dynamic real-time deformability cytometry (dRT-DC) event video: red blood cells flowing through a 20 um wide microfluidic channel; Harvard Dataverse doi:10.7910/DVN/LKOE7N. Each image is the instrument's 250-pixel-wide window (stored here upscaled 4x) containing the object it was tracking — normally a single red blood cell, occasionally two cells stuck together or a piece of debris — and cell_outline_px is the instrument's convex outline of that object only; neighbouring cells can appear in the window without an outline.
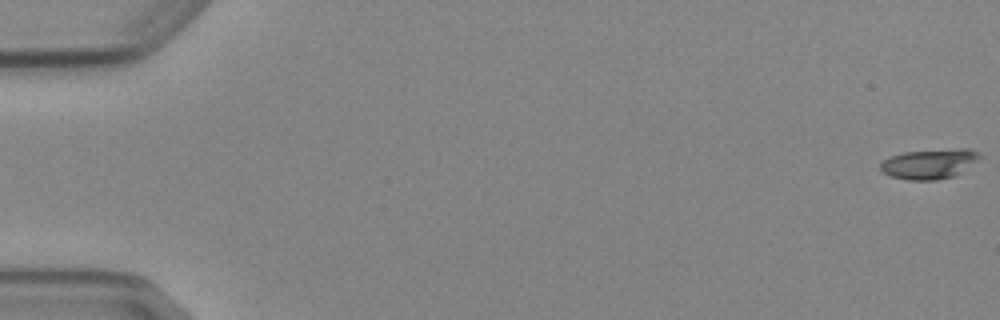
{"species": "Egyptian fruit bat (a non-hibernating species)", "species_latin": "Rousettus aegyptiacus", "temperature_condition": "cold", "stored_images_in_passage": 7, "camera_frame_rate_fps": 3000, "um_per_image_px": 0.085, "animal": {"sex": "female"}, "frame": {"image": 1, "passage_image": 1, "time_ms": 0.0, "image_size_px": [1000, 320], "cell_outline_px": [[984, 156], [956, 176], [936, 180], [908, 180], [892, 176], [884, 172], [880, 168], [880, 164], [888, 156], [904, 152], [960, 148], [968, 148], [980, 152]], "centroid_in_image_um": [79.06, 13.92], "position_along_channel_um": 5.9, "area_um2": 17.51}}
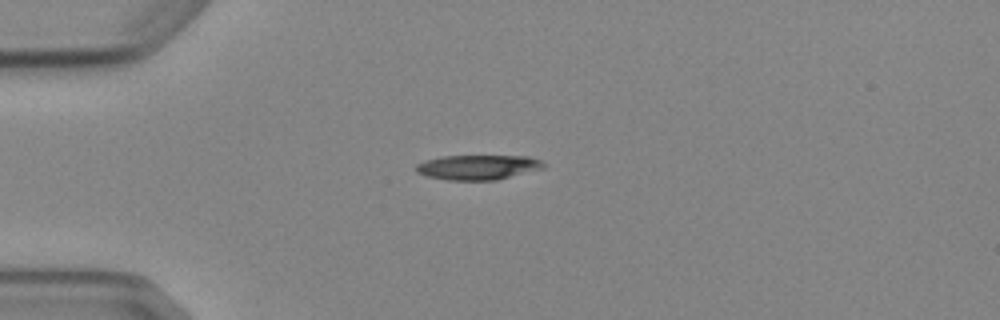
{"frame": {"image": 2, "passage_image": 5, "time_ms": 4.667, "image_size_px": [1000, 320], "cell_outline_px": [[544, 168], [496, 180], [448, 180], [424, 176], [416, 172], [416, 164], [424, 160], [440, 156], [528, 156], [540, 160], [544, 164]], "centroid_in_image_um": [40.57, 14.21], "position_along_channel_um": 44.4, "area_um2": 18.5}}
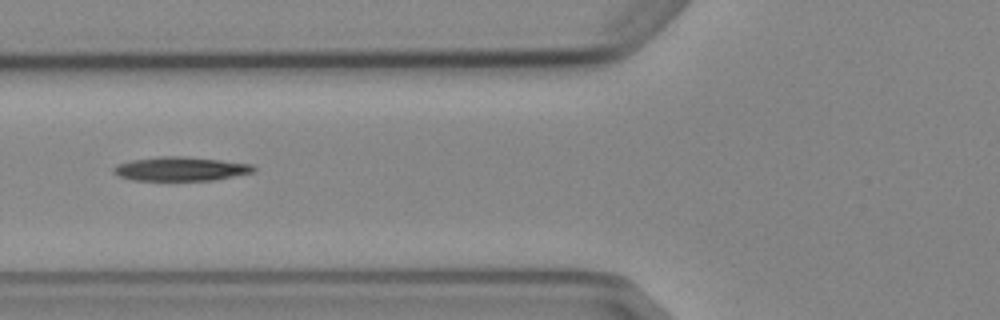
{"frame": {"image": 3, "passage_image": 7, "time_ms": 7.0, "image_size_px": [1000, 320], "cell_outline_px": [[256, 168], [252, 172], [216, 180], [132, 180], [120, 176], [112, 172], [112, 168], [116, 164], [132, 160], [160, 156], [184, 156], [220, 160], [252, 164]], "centroid_in_image_um": [15.33, 14.35], "position_along_channel_um": 110.5, "area_um2": 19.54}}